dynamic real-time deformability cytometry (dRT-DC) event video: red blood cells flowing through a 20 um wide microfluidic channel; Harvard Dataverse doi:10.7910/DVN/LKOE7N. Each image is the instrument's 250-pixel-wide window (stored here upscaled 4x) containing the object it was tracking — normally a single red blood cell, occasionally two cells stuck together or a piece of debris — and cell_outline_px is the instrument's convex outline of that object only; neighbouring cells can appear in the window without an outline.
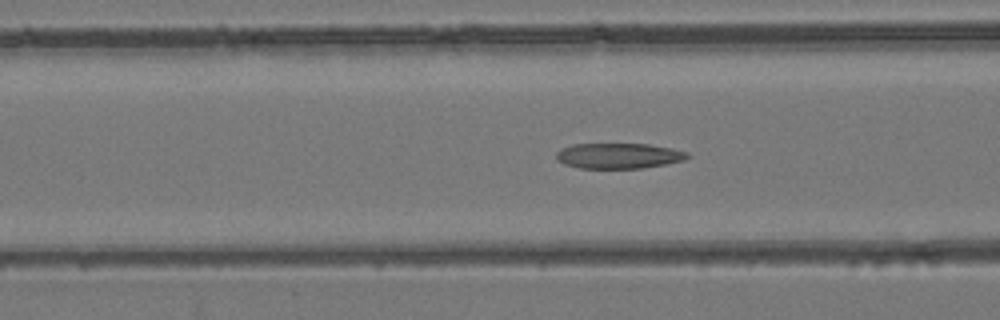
{"species": "common noctule bat (a hibernating species)", "species_latin": "Nyctalus noctula", "temperature_condition": "room temperature", "stored_images_in_passage": 53, "camera_frame_rate_fps": 3000, "um_per_image_px": 0.085, "animal": {"sex": "female", "body_mass_g": 24.6, "forearm_length_mm": 56.2}, "frame": {"image": 1, "passage_image": 21, "time_ms": 6.667, "image_size_px": [1000, 320], "cell_outline_px": [[688, 156], [684, 160], [644, 168], [580, 168], [564, 164], [556, 160], [556, 152], [560, 148], [572, 144], [648, 144], [672, 148], [688, 152]], "centroid_in_image_um": [52.54, 13.24], "position_along_channel_um": 114.1, "area_um2": 19.48}}
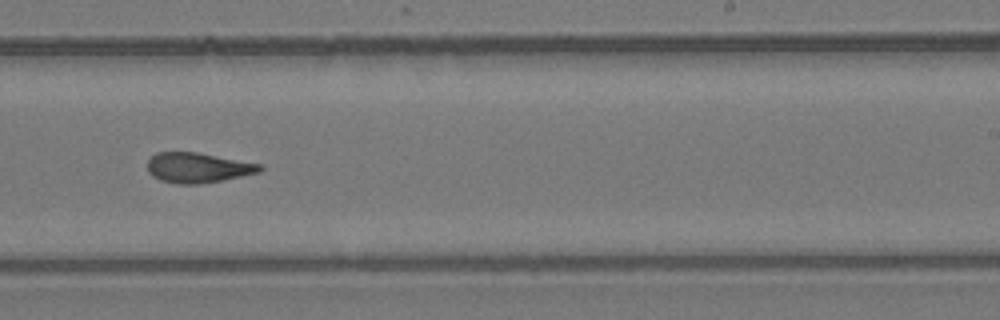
{"frame": {"image": 2, "passage_image": 33, "time_ms": 10.667, "image_size_px": [1000, 320], "cell_outline_px": [[264, 168], [260, 172], [200, 184], [176, 184], [160, 180], [152, 176], [148, 172], [148, 160], [156, 152], [196, 152], [260, 164]], "centroid_in_image_um": [16.78, 14.25], "position_along_channel_um": 272.2, "area_um2": 19.54}}
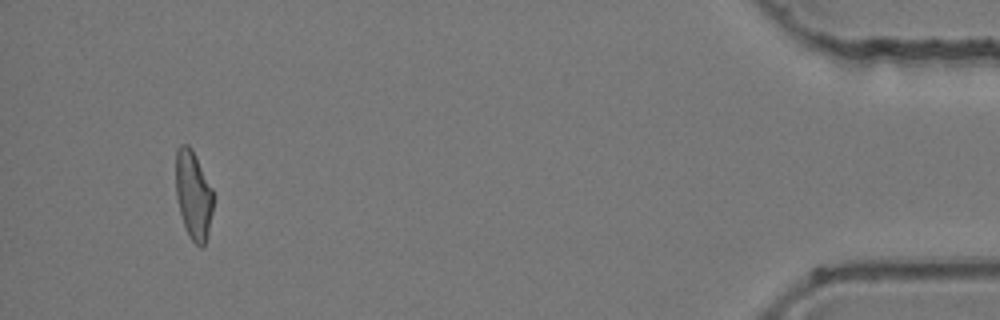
{"frame": {"image": 3, "passage_image": 50, "time_ms": 16.333, "image_size_px": [1000, 320], "cell_outline_px": [[212, 212], [208, 236], [204, 244], [200, 248], [188, 236], [180, 212], [176, 196], [176, 148], [180, 144], [188, 144], [192, 148], [212, 188]], "centroid_in_image_um": [16.43, 16.56], "position_along_channel_um": 418.8, "area_um2": 19.31}, "authors_computed_cell_mechanics": {"area_um2": 20.23, "velocity_mm_per_s": 3.9553, "shape_relaxation_time_tau1_ms": null, "shape_relaxation_time_tau2_ms": 2.9644, "deformation_change_tau1": null, "deformation_change_tau2": 0.122}}